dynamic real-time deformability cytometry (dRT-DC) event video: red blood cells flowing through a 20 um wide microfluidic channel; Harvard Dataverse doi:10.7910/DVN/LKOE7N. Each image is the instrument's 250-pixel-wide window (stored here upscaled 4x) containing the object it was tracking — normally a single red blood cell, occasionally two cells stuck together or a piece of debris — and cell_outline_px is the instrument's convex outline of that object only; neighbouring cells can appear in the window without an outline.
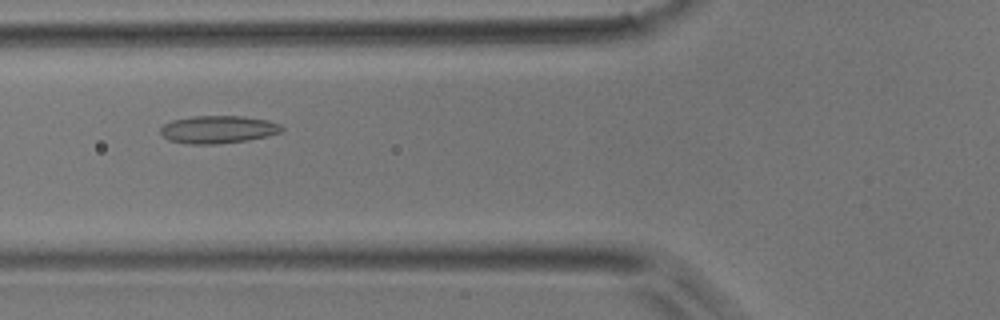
{"species": "common noctule bat (a hibernating species)", "species_latin": "Nyctalus noctula", "temperature_condition": "room temperature", "stored_images_in_passage": 41, "camera_frame_rate_fps": 3000, "um_per_image_px": 0.085, "animal": {"sex": "male", "body_mass_g": 17.9}, "frame": {"image": 1, "passage_image": 11, "time_ms": 3.333, "image_size_px": [1000, 320], "cell_outline_px": [[284, 128], [280, 132], [268, 136], [248, 140], [216, 144], [188, 144], [168, 140], [160, 132], [160, 128], [164, 124], [172, 120], [196, 116], [244, 116], [268, 120], [280, 124]], "centroid_in_image_um": [18.54, 11.0], "position_along_channel_um": 107.3, "area_um2": 19.59}}
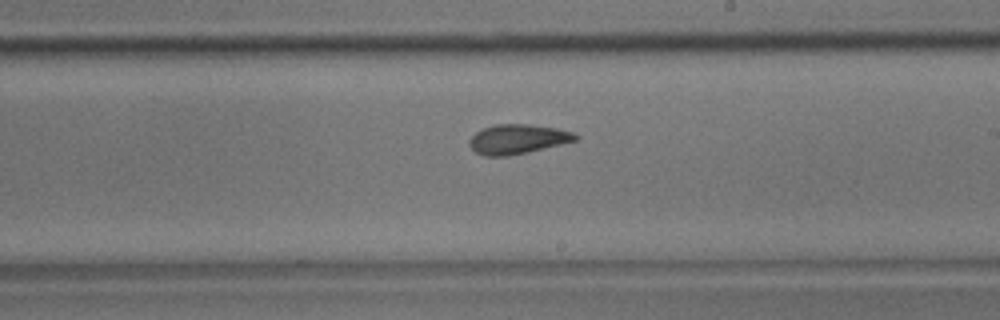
{"frame": {"image": 2, "passage_image": 21, "time_ms": 6.667, "image_size_px": [1000, 320], "cell_outline_px": [[580, 136], [576, 140], [528, 152], [508, 156], [484, 156], [476, 152], [468, 144], [468, 140], [476, 132], [492, 124], [528, 124], [556, 128], [572, 132]], "centroid_in_image_um": [43.97, 11.82], "position_along_channel_um": 245.0, "area_um2": 18.21}}
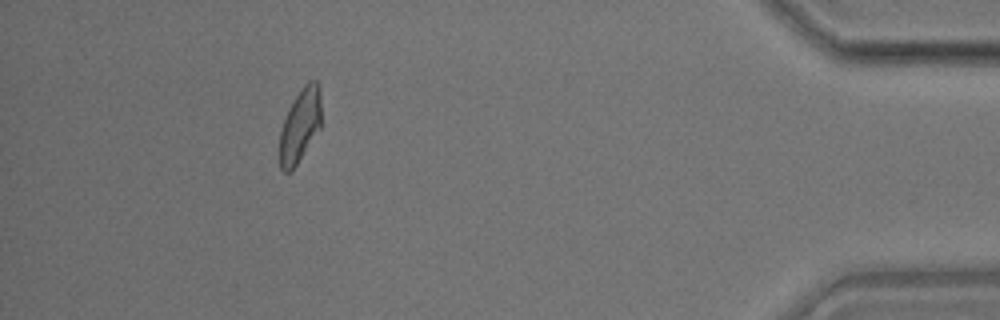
{"frame": {"image": 3, "passage_image": 37, "time_ms": 12.0, "image_size_px": [1000, 320], "cell_outline_px": [[320, 128], [296, 164], [288, 172], [284, 172], [280, 168], [280, 132], [288, 108], [304, 84], [308, 80], [316, 80], [320, 92]], "centroid_in_image_um": [25.5, 10.63], "position_along_channel_um": 409.7, "area_um2": 17.4}}